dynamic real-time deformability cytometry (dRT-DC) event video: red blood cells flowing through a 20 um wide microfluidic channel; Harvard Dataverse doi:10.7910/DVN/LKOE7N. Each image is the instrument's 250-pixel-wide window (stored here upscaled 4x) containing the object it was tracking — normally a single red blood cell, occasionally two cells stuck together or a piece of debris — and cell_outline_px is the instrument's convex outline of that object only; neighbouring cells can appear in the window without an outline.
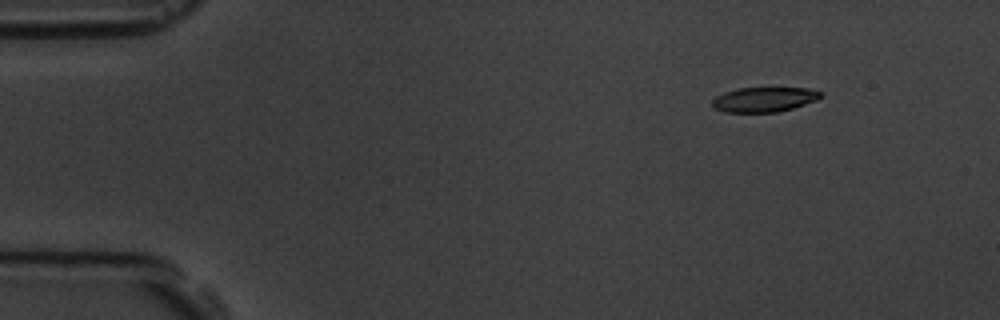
{"species": "common noctule bat (a hibernating species)", "species_latin": "Nyctalus noctula", "temperature_condition": "room temperature", "stored_images_in_passage": 7, "camera_frame_rate_fps": 3000, "um_per_image_px": 0.085, "animal": {"sex": "male", "body_mass_g": 19.5, "forearm_length_mm": 54.6}, "frame": {"image": 1, "passage_image": 1, "time_ms": 0.0, "image_size_px": [1000, 320], "cell_outline_px": [[820, 96], [816, 100], [792, 108], [776, 112], [724, 112], [716, 108], [712, 104], [712, 100], [716, 96], [724, 92], [736, 88], [808, 88], [820, 92]], "centroid_in_image_um": [64.9, 8.45], "position_along_channel_um": 20.1, "area_um2": 15.43}}
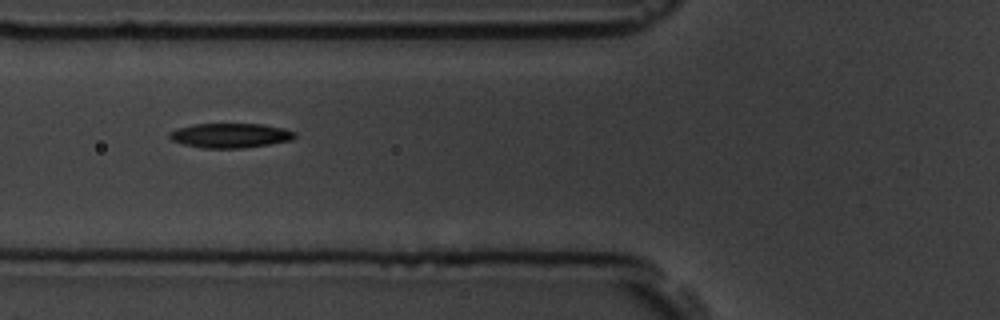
{"frame": {"image": 2, "passage_image": 5, "time_ms": 4.667, "image_size_px": [1000, 320], "cell_outline_px": [[296, 136], [292, 140], [244, 148], [204, 148], [184, 144], [172, 140], [168, 136], [168, 132], [176, 128], [192, 124], [264, 124], [284, 128], [296, 132]], "centroid_in_image_um": [19.57, 11.51], "position_along_channel_um": 106.2, "area_um2": 18.03}}
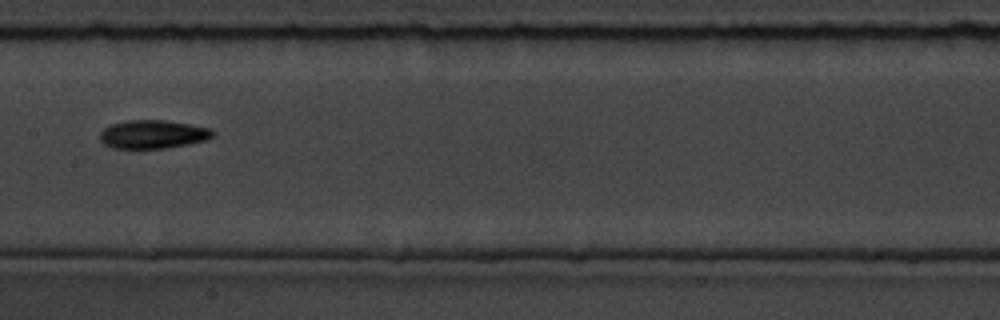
{"frame": {"image": 3, "passage_image": 7, "time_ms": 7.0, "image_size_px": [1000, 320], "cell_outline_px": [[216, 132], [208, 140], [168, 148], [112, 148], [104, 144], [100, 140], [100, 132], [104, 128], [112, 124], [128, 120], [164, 120], [212, 128]], "centroid_in_image_um": [13.02, 11.42], "position_along_channel_um": 194.4, "area_um2": 18.79}}